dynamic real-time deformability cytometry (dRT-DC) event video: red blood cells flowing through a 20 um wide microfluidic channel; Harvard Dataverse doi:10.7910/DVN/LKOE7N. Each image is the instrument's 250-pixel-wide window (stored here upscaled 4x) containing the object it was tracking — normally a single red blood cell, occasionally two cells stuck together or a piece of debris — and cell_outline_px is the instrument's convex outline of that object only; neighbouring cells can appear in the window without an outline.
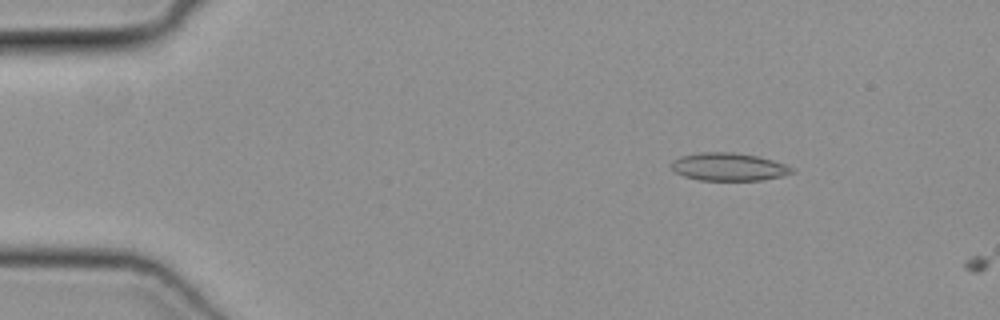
{"species": "common noctule bat (a hibernating species)", "species_latin": "Nyctalus noctula", "temperature_condition": "cold", "stored_images_in_passage": 6, "camera_frame_rate_fps": 3000, "um_per_image_px": 0.085, "animal": {"sex": "female", "body_mass_g": 19.3, "forearm_length_mm": 54.1}, "frame": {"image": 1, "passage_image": 5, "time_ms": 1.333, "image_size_px": [1000, 320], "cell_outline_px": [[796, 168], [792, 172], [780, 176], [764, 180], [700, 180], [684, 176], [676, 172], [672, 168], [672, 160], [680, 156], [700, 152], [732, 152], [756, 156], [772, 160]], "centroid_in_image_um": [61.92, 14.18], "position_along_channel_um": 23.1, "area_um2": 19.42}}